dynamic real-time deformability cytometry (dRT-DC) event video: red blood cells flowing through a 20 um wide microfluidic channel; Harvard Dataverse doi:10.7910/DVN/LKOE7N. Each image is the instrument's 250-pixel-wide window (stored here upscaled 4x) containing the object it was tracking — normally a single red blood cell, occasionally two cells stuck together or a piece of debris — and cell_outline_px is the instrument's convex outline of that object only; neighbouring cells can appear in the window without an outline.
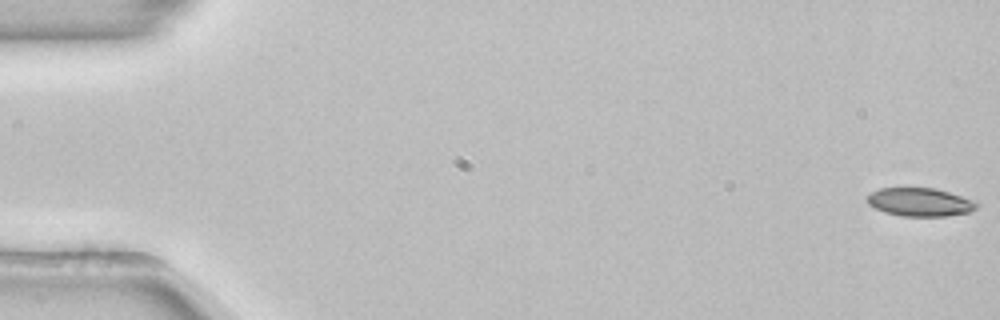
{"species": "common noctule bat (a hibernating species)", "species_latin": "Nyctalus noctula", "temperature_condition": "room temperature", "stored_images_in_passage": 54, "camera_frame_rate_fps": 3000, "um_per_image_px": 0.085, "animal": {"sex": "female", "body_mass_g": 22.7, "forearm_length_mm": 54.2}, "frame": {"image": 1, "passage_image": 1, "time_ms": 0.0, "image_size_px": [1000, 320], "cell_outline_px": [[980, 204], [972, 212], [948, 216], [900, 216], [884, 212], [868, 204], [868, 196], [872, 192], [880, 188], [936, 188], [960, 196]], "centroid_in_image_um": [78.21, 17.19], "position_along_channel_um": 6.8, "area_um2": 17.98}}
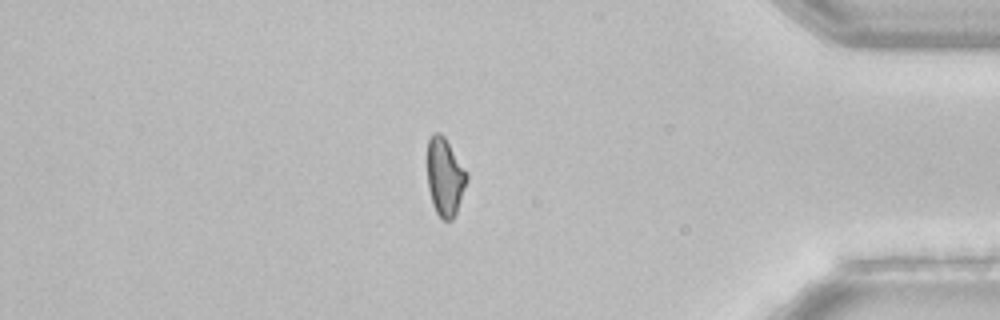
{"frame": {"image": 2, "passage_image": 46, "time_ms": 15.0, "image_size_px": [1000, 320], "cell_outline_px": [[468, 180], [456, 212], [452, 220], [444, 220], [436, 212], [432, 204], [428, 188], [428, 140], [432, 132], [440, 132], [444, 136], [468, 172]], "centroid_in_image_um": [37.83, 15.01], "position_along_channel_um": 397.4, "area_um2": 17.98}}
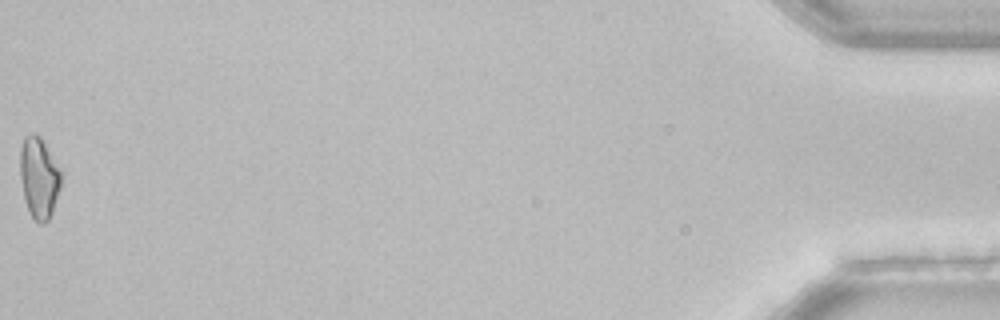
{"frame": {"image": 3, "passage_image": 54, "time_ms": 17.667, "image_size_px": [1000, 320], "cell_outline_px": [[64, 172], [60, 188], [52, 212], [48, 220], [44, 224], [40, 224], [32, 216], [24, 200], [20, 180], [20, 148], [24, 136], [32, 132], [40, 136]], "centroid_in_image_um": [3.33, 15.07], "position_along_channel_um": 431.9, "area_um2": 19.83}}